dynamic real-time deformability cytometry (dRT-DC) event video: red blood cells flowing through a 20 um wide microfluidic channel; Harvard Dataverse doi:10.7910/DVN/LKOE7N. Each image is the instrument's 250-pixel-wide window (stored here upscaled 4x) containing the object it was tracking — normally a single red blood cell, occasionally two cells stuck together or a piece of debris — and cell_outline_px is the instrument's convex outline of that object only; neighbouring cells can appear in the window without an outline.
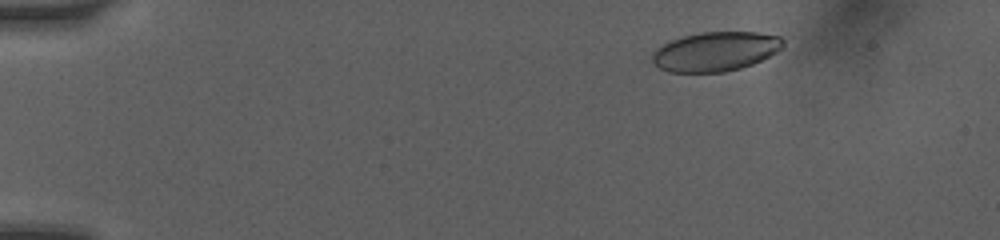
{"species": "human", "species_latin": "Homo sapiens", "temperature_condition": "room temperature", "stored_images_in_passage": 5, "camera_frame_rate_fps": 3000, "um_per_image_px": 0.085, "donor": {"sex": "female"}, "frame": {"image": 1, "passage_image": 1, "time_ms": 0.0, "image_size_px": [1000, 240], "cell_outline_px": [[784, 44], [776, 52], [752, 64], [740, 68], [724, 72], [668, 72], [652, 64], [652, 52], [656, 48], [672, 40], [684, 36], [704, 32], [756, 32], [780, 36], [784, 40]], "centroid_in_image_um": [60.79, 4.38], "position_along_channel_um": 24.2, "area_um2": 29.88}}
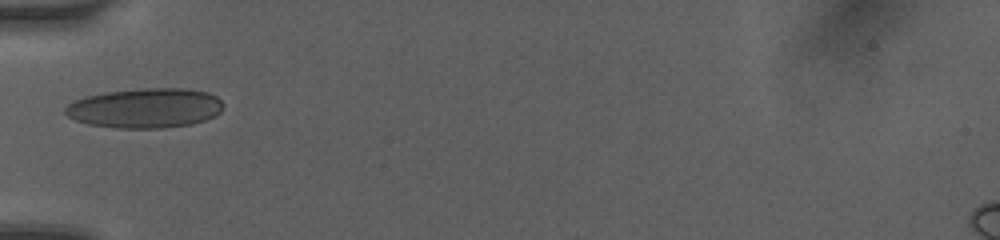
{"frame": {"image": 2, "passage_image": 4, "time_ms": 3.667, "image_size_px": [1000, 240], "cell_outline_px": [[224, 104], [220, 112], [216, 116], [192, 124], [164, 128], [116, 128], [88, 124], [76, 120], [68, 116], [64, 112], [64, 108], [68, 104], [76, 100], [88, 96], [104, 92], [144, 88], [184, 88], [208, 92], [216, 96]], "centroid_in_image_um": [12.37, 9.19], "position_along_channel_um": 72.6, "area_um2": 36.7}}
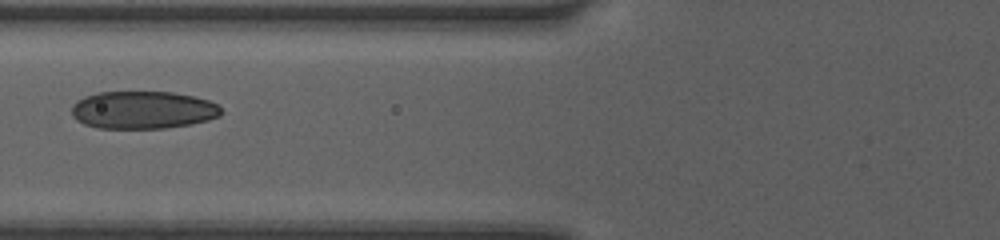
{"frame": {"image": 3, "passage_image": 5, "time_ms": 4.667, "image_size_px": [1000, 240], "cell_outline_px": [[224, 112], [220, 116], [208, 120], [192, 124], [164, 128], [96, 128], [84, 124], [76, 120], [72, 116], [72, 104], [76, 100], [84, 96], [100, 92], [172, 92], [196, 96], [208, 100], [216, 104]], "centroid_in_image_um": [12.14, 9.35], "position_along_channel_um": 113.7, "area_um2": 33.12}}